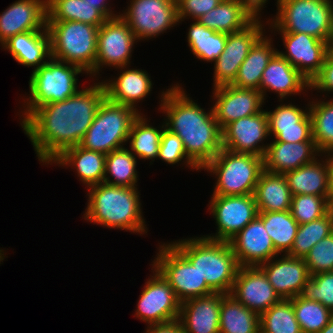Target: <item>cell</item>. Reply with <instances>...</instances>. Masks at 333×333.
<instances>
[{"label":"cell","instance_id":"obj_25","mask_svg":"<svg viewBox=\"0 0 333 333\" xmlns=\"http://www.w3.org/2000/svg\"><path fill=\"white\" fill-rule=\"evenodd\" d=\"M306 89L310 90L309 80L278 52L263 71L259 87L264 100L266 92L273 91L278 94L281 102L292 94L300 95L301 92H306Z\"/></svg>","mask_w":333,"mask_h":333},{"label":"cell","instance_id":"obj_15","mask_svg":"<svg viewBox=\"0 0 333 333\" xmlns=\"http://www.w3.org/2000/svg\"><path fill=\"white\" fill-rule=\"evenodd\" d=\"M260 19L261 17L257 16L243 30L227 34L225 49L214 61V88L234 83L238 69L246 59L250 49L265 34L263 32L265 25Z\"/></svg>","mask_w":333,"mask_h":333},{"label":"cell","instance_id":"obj_48","mask_svg":"<svg viewBox=\"0 0 333 333\" xmlns=\"http://www.w3.org/2000/svg\"><path fill=\"white\" fill-rule=\"evenodd\" d=\"M223 0H176L177 4V16L179 23L184 19H191L193 21L200 18L216 6H218ZM187 16L189 18H187Z\"/></svg>","mask_w":333,"mask_h":333},{"label":"cell","instance_id":"obj_51","mask_svg":"<svg viewBox=\"0 0 333 333\" xmlns=\"http://www.w3.org/2000/svg\"><path fill=\"white\" fill-rule=\"evenodd\" d=\"M85 1L91 5H96L97 9L100 10L107 18H113L120 15V13L116 15L114 11L111 10L109 4L106 3L107 0H85Z\"/></svg>","mask_w":333,"mask_h":333},{"label":"cell","instance_id":"obj_26","mask_svg":"<svg viewBox=\"0 0 333 333\" xmlns=\"http://www.w3.org/2000/svg\"><path fill=\"white\" fill-rule=\"evenodd\" d=\"M119 68L120 72H122L118 77L113 80L109 79V81L102 80L106 98L111 102L122 104L138 111V108H136L137 103L146 98L152 91L153 85L150 76L146 70L129 69L128 66Z\"/></svg>","mask_w":333,"mask_h":333},{"label":"cell","instance_id":"obj_39","mask_svg":"<svg viewBox=\"0 0 333 333\" xmlns=\"http://www.w3.org/2000/svg\"><path fill=\"white\" fill-rule=\"evenodd\" d=\"M136 165L137 159L128 148L113 150L106 154L103 182L113 186L137 187Z\"/></svg>","mask_w":333,"mask_h":333},{"label":"cell","instance_id":"obj_33","mask_svg":"<svg viewBox=\"0 0 333 333\" xmlns=\"http://www.w3.org/2000/svg\"><path fill=\"white\" fill-rule=\"evenodd\" d=\"M254 197L258 212L290 210L292 195L284 174L263 170Z\"/></svg>","mask_w":333,"mask_h":333},{"label":"cell","instance_id":"obj_24","mask_svg":"<svg viewBox=\"0 0 333 333\" xmlns=\"http://www.w3.org/2000/svg\"><path fill=\"white\" fill-rule=\"evenodd\" d=\"M225 293L214 292L181 303L179 322L185 333H219L220 305Z\"/></svg>","mask_w":333,"mask_h":333},{"label":"cell","instance_id":"obj_20","mask_svg":"<svg viewBox=\"0 0 333 333\" xmlns=\"http://www.w3.org/2000/svg\"><path fill=\"white\" fill-rule=\"evenodd\" d=\"M240 267H255L279 256L262 220L256 216L229 241Z\"/></svg>","mask_w":333,"mask_h":333},{"label":"cell","instance_id":"obj_21","mask_svg":"<svg viewBox=\"0 0 333 333\" xmlns=\"http://www.w3.org/2000/svg\"><path fill=\"white\" fill-rule=\"evenodd\" d=\"M47 25V0H18L0 14V44L28 31H40Z\"/></svg>","mask_w":333,"mask_h":333},{"label":"cell","instance_id":"obj_54","mask_svg":"<svg viewBox=\"0 0 333 333\" xmlns=\"http://www.w3.org/2000/svg\"><path fill=\"white\" fill-rule=\"evenodd\" d=\"M319 333H333V318L321 329Z\"/></svg>","mask_w":333,"mask_h":333},{"label":"cell","instance_id":"obj_55","mask_svg":"<svg viewBox=\"0 0 333 333\" xmlns=\"http://www.w3.org/2000/svg\"><path fill=\"white\" fill-rule=\"evenodd\" d=\"M328 214L330 215L333 222V194H331L328 199Z\"/></svg>","mask_w":333,"mask_h":333},{"label":"cell","instance_id":"obj_40","mask_svg":"<svg viewBox=\"0 0 333 333\" xmlns=\"http://www.w3.org/2000/svg\"><path fill=\"white\" fill-rule=\"evenodd\" d=\"M322 100L309 102L312 138L321 154L333 151V98Z\"/></svg>","mask_w":333,"mask_h":333},{"label":"cell","instance_id":"obj_11","mask_svg":"<svg viewBox=\"0 0 333 333\" xmlns=\"http://www.w3.org/2000/svg\"><path fill=\"white\" fill-rule=\"evenodd\" d=\"M123 11L120 16L137 41L157 37L179 23L176 0H130Z\"/></svg>","mask_w":333,"mask_h":333},{"label":"cell","instance_id":"obj_8","mask_svg":"<svg viewBox=\"0 0 333 333\" xmlns=\"http://www.w3.org/2000/svg\"><path fill=\"white\" fill-rule=\"evenodd\" d=\"M217 179L212 195L254 194L264 170L263 157L224 148L203 168Z\"/></svg>","mask_w":333,"mask_h":333},{"label":"cell","instance_id":"obj_27","mask_svg":"<svg viewBox=\"0 0 333 333\" xmlns=\"http://www.w3.org/2000/svg\"><path fill=\"white\" fill-rule=\"evenodd\" d=\"M323 156L314 141L298 143L272 142L268 144L263 157L264 170L285 174Z\"/></svg>","mask_w":333,"mask_h":333},{"label":"cell","instance_id":"obj_18","mask_svg":"<svg viewBox=\"0 0 333 333\" xmlns=\"http://www.w3.org/2000/svg\"><path fill=\"white\" fill-rule=\"evenodd\" d=\"M213 112L219 127L223 130L228 124L258 114L262 111L264 99L260 91L224 85L213 88ZM262 108V109H261Z\"/></svg>","mask_w":333,"mask_h":333},{"label":"cell","instance_id":"obj_3","mask_svg":"<svg viewBox=\"0 0 333 333\" xmlns=\"http://www.w3.org/2000/svg\"><path fill=\"white\" fill-rule=\"evenodd\" d=\"M87 191L88 205L83 214L86 221L140 235L147 233L137 187L113 186L103 182L88 187Z\"/></svg>","mask_w":333,"mask_h":333},{"label":"cell","instance_id":"obj_41","mask_svg":"<svg viewBox=\"0 0 333 333\" xmlns=\"http://www.w3.org/2000/svg\"><path fill=\"white\" fill-rule=\"evenodd\" d=\"M262 333H302L290 299H281L260 315Z\"/></svg>","mask_w":333,"mask_h":333},{"label":"cell","instance_id":"obj_16","mask_svg":"<svg viewBox=\"0 0 333 333\" xmlns=\"http://www.w3.org/2000/svg\"><path fill=\"white\" fill-rule=\"evenodd\" d=\"M270 136L267 111L240 118L222 130V146L235 153H248L264 157L268 144H262ZM261 143V145H260Z\"/></svg>","mask_w":333,"mask_h":333},{"label":"cell","instance_id":"obj_29","mask_svg":"<svg viewBox=\"0 0 333 333\" xmlns=\"http://www.w3.org/2000/svg\"><path fill=\"white\" fill-rule=\"evenodd\" d=\"M256 17L243 0H223L197 21L215 32L230 34L243 30Z\"/></svg>","mask_w":333,"mask_h":333},{"label":"cell","instance_id":"obj_49","mask_svg":"<svg viewBox=\"0 0 333 333\" xmlns=\"http://www.w3.org/2000/svg\"><path fill=\"white\" fill-rule=\"evenodd\" d=\"M311 90L333 92V47L327 52L320 72L310 82Z\"/></svg>","mask_w":333,"mask_h":333},{"label":"cell","instance_id":"obj_38","mask_svg":"<svg viewBox=\"0 0 333 333\" xmlns=\"http://www.w3.org/2000/svg\"><path fill=\"white\" fill-rule=\"evenodd\" d=\"M142 115L141 113L131 126L128 136L130 151L136 158L154 161L159 155V146L165 123L162 124L159 130L150 125L148 118Z\"/></svg>","mask_w":333,"mask_h":333},{"label":"cell","instance_id":"obj_45","mask_svg":"<svg viewBox=\"0 0 333 333\" xmlns=\"http://www.w3.org/2000/svg\"><path fill=\"white\" fill-rule=\"evenodd\" d=\"M299 296L317 301L333 312V272L310 275Z\"/></svg>","mask_w":333,"mask_h":333},{"label":"cell","instance_id":"obj_37","mask_svg":"<svg viewBox=\"0 0 333 333\" xmlns=\"http://www.w3.org/2000/svg\"><path fill=\"white\" fill-rule=\"evenodd\" d=\"M187 33V42L196 58L214 62L224 51L227 34L215 32L200 24L197 20L191 23Z\"/></svg>","mask_w":333,"mask_h":333},{"label":"cell","instance_id":"obj_32","mask_svg":"<svg viewBox=\"0 0 333 333\" xmlns=\"http://www.w3.org/2000/svg\"><path fill=\"white\" fill-rule=\"evenodd\" d=\"M272 40L271 37L269 38L263 34L256 41L246 59L240 65L233 86L259 91L263 71L278 52V49L274 48Z\"/></svg>","mask_w":333,"mask_h":333},{"label":"cell","instance_id":"obj_50","mask_svg":"<svg viewBox=\"0 0 333 333\" xmlns=\"http://www.w3.org/2000/svg\"><path fill=\"white\" fill-rule=\"evenodd\" d=\"M145 333H185L179 320H173L162 324H152L147 326Z\"/></svg>","mask_w":333,"mask_h":333},{"label":"cell","instance_id":"obj_1","mask_svg":"<svg viewBox=\"0 0 333 333\" xmlns=\"http://www.w3.org/2000/svg\"><path fill=\"white\" fill-rule=\"evenodd\" d=\"M105 98L103 83L95 82L64 101L35 109L21 126L40 163L50 164L64 150L79 145Z\"/></svg>","mask_w":333,"mask_h":333},{"label":"cell","instance_id":"obj_5","mask_svg":"<svg viewBox=\"0 0 333 333\" xmlns=\"http://www.w3.org/2000/svg\"><path fill=\"white\" fill-rule=\"evenodd\" d=\"M276 6V17L266 21L274 33H304L333 47L332 0H280Z\"/></svg>","mask_w":333,"mask_h":333},{"label":"cell","instance_id":"obj_10","mask_svg":"<svg viewBox=\"0 0 333 333\" xmlns=\"http://www.w3.org/2000/svg\"><path fill=\"white\" fill-rule=\"evenodd\" d=\"M154 267L171 285L177 299L182 303L187 299L198 298L214 293L202 279L196 267L172 244H160Z\"/></svg>","mask_w":333,"mask_h":333},{"label":"cell","instance_id":"obj_36","mask_svg":"<svg viewBox=\"0 0 333 333\" xmlns=\"http://www.w3.org/2000/svg\"><path fill=\"white\" fill-rule=\"evenodd\" d=\"M264 228L270 236L275 250L281 255L292 249L299 224L292 217L290 210L274 212H258Z\"/></svg>","mask_w":333,"mask_h":333},{"label":"cell","instance_id":"obj_23","mask_svg":"<svg viewBox=\"0 0 333 333\" xmlns=\"http://www.w3.org/2000/svg\"><path fill=\"white\" fill-rule=\"evenodd\" d=\"M305 110L294 104L281 103L275 110L267 111L269 134L273 142L298 143L314 141L312 138L309 104Z\"/></svg>","mask_w":333,"mask_h":333},{"label":"cell","instance_id":"obj_52","mask_svg":"<svg viewBox=\"0 0 333 333\" xmlns=\"http://www.w3.org/2000/svg\"><path fill=\"white\" fill-rule=\"evenodd\" d=\"M244 3L257 15L261 16L260 12L266 5L268 0H243ZM280 0H277L276 4H278Z\"/></svg>","mask_w":333,"mask_h":333},{"label":"cell","instance_id":"obj_17","mask_svg":"<svg viewBox=\"0 0 333 333\" xmlns=\"http://www.w3.org/2000/svg\"><path fill=\"white\" fill-rule=\"evenodd\" d=\"M279 33L286 52L278 50V53L311 82L320 72L327 52L332 46L327 41L304 33Z\"/></svg>","mask_w":333,"mask_h":333},{"label":"cell","instance_id":"obj_31","mask_svg":"<svg viewBox=\"0 0 333 333\" xmlns=\"http://www.w3.org/2000/svg\"><path fill=\"white\" fill-rule=\"evenodd\" d=\"M106 154L86 150L76 145L64 150L52 162L59 166L75 168L80 181L87 187L103 183Z\"/></svg>","mask_w":333,"mask_h":333},{"label":"cell","instance_id":"obj_12","mask_svg":"<svg viewBox=\"0 0 333 333\" xmlns=\"http://www.w3.org/2000/svg\"><path fill=\"white\" fill-rule=\"evenodd\" d=\"M136 42L135 35L120 15L108 18L99 27L95 67L88 74L97 77L104 65L116 69L129 66Z\"/></svg>","mask_w":333,"mask_h":333},{"label":"cell","instance_id":"obj_43","mask_svg":"<svg viewBox=\"0 0 333 333\" xmlns=\"http://www.w3.org/2000/svg\"><path fill=\"white\" fill-rule=\"evenodd\" d=\"M333 233V222L329 214L322 218L299 225L290 257L304 258L310 249L323 238Z\"/></svg>","mask_w":333,"mask_h":333},{"label":"cell","instance_id":"obj_2","mask_svg":"<svg viewBox=\"0 0 333 333\" xmlns=\"http://www.w3.org/2000/svg\"><path fill=\"white\" fill-rule=\"evenodd\" d=\"M161 94L159 109L167 117L165 127L179 136L187 156L203 169L223 148L213 107L206 113L179 84Z\"/></svg>","mask_w":333,"mask_h":333},{"label":"cell","instance_id":"obj_14","mask_svg":"<svg viewBox=\"0 0 333 333\" xmlns=\"http://www.w3.org/2000/svg\"><path fill=\"white\" fill-rule=\"evenodd\" d=\"M135 310V317L148 325L162 324L179 318L181 302L171 285L152 267Z\"/></svg>","mask_w":333,"mask_h":333},{"label":"cell","instance_id":"obj_53","mask_svg":"<svg viewBox=\"0 0 333 333\" xmlns=\"http://www.w3.org/2000/svg\"><path fill=\"white\" fill-rule=\"evenodd\" d=\"M327 161L328 172H329V188L331 194H333V151L323 153Z\"/></svg>","mask_w":333,"mask_h":333},{"label":"cell","instance_id":"obj_46","mask_svg":"<svg viewBox=\"0 0 333 333\" xmlns=\"http://www.w3.org/2000/svg\"><path fill=\"white\" fill-rule=\"evenodd\" d=\"M158 159H161L163 162L167 164H178L180 162H184V164L188 167H192L191 169L201 170L186 154L183 142L179 138V136L166 127H164L160 146H159V155Z\"/></svg>","mask_w":333,"mask_h":333},{"label":"cell","instance_id":"obj_19","mask_svg":"<svg viewBox=\"0 0 333 333\" xmlns=\"http://www.w3.org/2000/svg\"><path fill=\"white\" fill-rule=\"evenodd\" d=\"M230 295L259 316L281 300L259 266L239 267Z\"/></svg>","mask_w":333,"mask_h":333},{"label":"cell","instance_id":"obj_28","mask_svg":"<svg viewBox=\"0 0 333 333\" xmlns=\"http://www.w3.org/2000/svg\"><path fill=\"white\" fill-rule=\"evenodd\" d=\"M21 65L35 69L44 65L50 58V37L47 29L28 31L10 37L2 45Z\"/></svg>","mask_w":333,"mask_h":333},{"label":"cell","instance_id":"obj_4","mask_svg":"<svg viewBox=\"0 0 333 333\" xmlns=\"http://www.w3.org/2000/svg\"><path fill=\"white\" fill-rule=\"evenodd\" d=\"M200 273L214 292L230 294L239 269L229 242L191 237L172 243Z\"/></svg>","mask_w":333,"mask_h":333},{"label":"cell","instance_id":"obj_34","mask_svg":"<svg viewBox=\"0 0 333 333\" xmlns=\"http://www.w3.org/2000/svg\"><path fill=\"white\" fill-rule=\"evenodd\" d=\"M219 333H260V316L225 294L220 305Z\"/></svg>","mask_w":333,"mask_h":333},{"label":"cell","instance_id":"obj_13","mask_svg":"<svg viewBox=\"0 0 333 333\" xmlns=\"http://www.w3.org/2000/svg\"><path fill=\"white\" fill-rule=\"evenodd\" d=\"M209 203L208 209L217 224L215 236H204L211 240L229 242L258 215L254 194L212 195Z\"/></svg>","mask_w":333,"mask_h":333},{"label":"cell","instance_id":"obj_7","mask_svg":"<svg viewBox=\"0 0 333 333\" xmlns=\"http://www.w3.org/2000/svg\"><path fill=\"white\" fill-rule=\"evenodd\" d=\"M51 57L76 64L88 73L95 67L99 27L79 21H47Z\"/></svg>","mask_w":333,"mask_h":333},{"label":"cell","instance_id":"obj_42","mask_svg":"<svg viewBox=\"0 0 333 333\" xmlns=\"http://www.w3.org/2000/svg\"><path fill=\"white\" fill-rule=\"evenodd\" d=\"M290 301L302 333H319L333 318V312L317 301L307 300L300 296H296Z\"/></svg>","mask_w":333,"mask_h":333},{"label":"cell","instance_id":"obj_9","mask_svg":"<svg viewBox=\"0 0 333 333\" xmlns=\"http://www.w3.org/2000/svg\"><path fill=\"white\" fill-rule=\"evenodd\" d=\"M140 114L131 107L105 98L79 146L104 154L123 148L128 142L131 126Z\"/></svg>","mask_w":333,"mask_h":333},{"label":"cell","instance_id":"obj_47","mask_svg":"<svg viewBox=\"0 0 333 333\" xmlns=\"http://www.w3.org/2000/svg\"><path fill=\"white\" fill-rule=\"evenodd\" d=\"M303 259L310 275L333 272V233L316 243Z\"/></svg>","mask_w":333,"mask_h":333},{"label":"cell","instance_id":"obj_22","mask_svg":"<svg viewBox=\"0 0 333 333\" xmlns=\"http://www.w3.org/2000/svg\"><path fill=\"white\" fill-rule=\"evenodd\" d=\"M273 257L259 267L266 274L270 284L281 299L299 296L310 273L303 258L281 255ZM276 258V259H275Z\"/></svg>","mask_w":333,"mask_h":333},{"label":"cell","instance_id":"obj_6","mask_svg":"<svg viewBox=\"0 0 333 333\" xmlns=\"http://www.w3.org/2000/svg\"><path fill=\"white\" fill-rule=\"evenodd\" d=\"M86 73L76 64L50 58L32 71L29 79V98L24 99L20 124L38 107L64 101L79 90L77 75ZM26 108V109H25Z\"/></svg>","mask_w":333,"mask_h":333},{"label":"cell","instance_id":"obj_30","mask_svg":"<svg viewBox=\"0 0 333 333\" xmlns=\"http://www.w3.org/2000/svg\"><path fill=\"white\" fill-rule=\"evenodd\" d=\"M284 174L291 195H316L330 197L329 172L325 157ZM325 159V160H324Z\"/></svg>","mask_w":333,"mask_h":333},{"label":"cell","instance_id":"obj_35","mask_svg":"<svg viewBox=\"0 0 333 333\" xmlns=\"http://www.w3.org/2000/svg\"><path fill=\"white\" fill-rule=\"evenodd\" d=\"M107 19L85 0H47V21H79L100 27Z\"/></svg>","mask_w":333,"mask_h":333},{"label":"cell","instance_id":"obj_44","mask_svg":"<svg viewBox=\"0 0 333 333\" xmlns=\"http://www.w3.org/2000/svg\"><path fill=\"white\" fill-rule=\"evenodd\" d=\"M328 199L316 195H293L290 212L299 225L318 220L328 214Z\"/></svg>","mask_w":333,"mask_h":333}]
</instances>
